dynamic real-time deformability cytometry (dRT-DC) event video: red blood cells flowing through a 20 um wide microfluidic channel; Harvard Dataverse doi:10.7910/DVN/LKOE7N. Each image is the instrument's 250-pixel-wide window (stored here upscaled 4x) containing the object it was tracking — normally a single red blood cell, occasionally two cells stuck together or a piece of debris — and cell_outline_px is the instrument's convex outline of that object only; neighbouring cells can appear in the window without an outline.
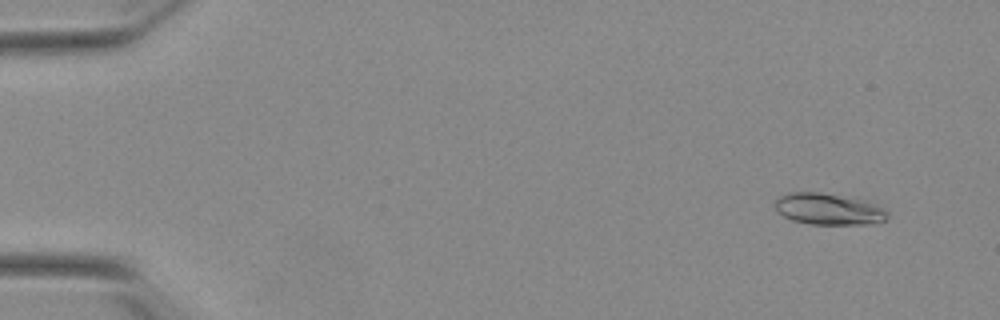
{"species": "Egyptian fruit bat (a non-hibernating species)", "species_latin": "Rousettus aegyptiacus", "temperature_condition": "warm", "stored_images_in_passage": 54, "camera_frame_rate_fps": 3000, "um_per_image_px": 0.085, "animal": {"sex": "female"}, "frame": {"image": 1, "passage_image": 5, "time_ms": 1.333, "image_size_px": [1000, 320], "cell_outline_px": [[888, 216], [884, 220], [872, 224], [808, 224], [792, 220], [776, 212], [776, 196], [788, 192], [820, 192], [860, 200], [884, 208], [888, 212]], "centroid_in_image_um": [70.36, 17.78], "position_along_channel_um": 14.6, "area_um2": 20.46}}
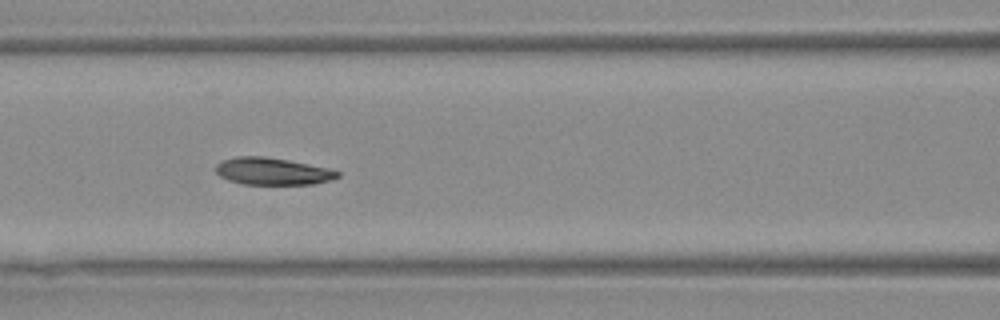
{"frame": {"image": 2, "passage_image": 25, "time_ms": 8.0, "image_size_px": [1000, 320], "cell_outline_px": [[340, 176], [332, 180], [312, 184], [240, 184], [228, 180], [220, 176], [216, 172], [216, 164], [224, 160], [236, 156], [264, 156], [288, 160], [328, 168], [340, 172]], "centroid_in_image_um": [23.16, 14.56], "position_along_channel_um": 143.4, "area_um2": 19.25}}
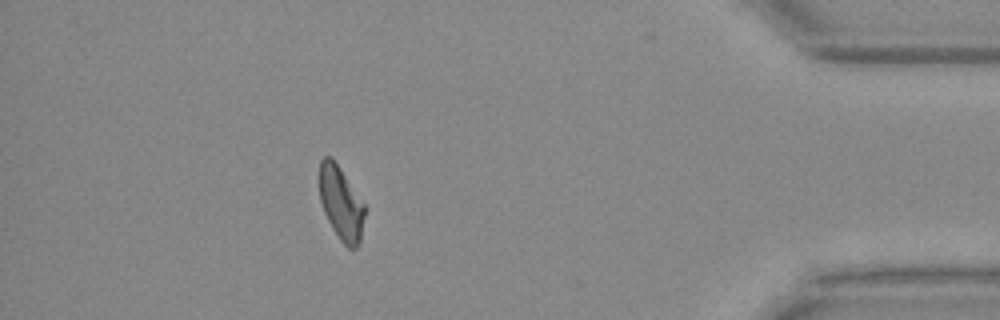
{"frame": {"image": 3, "passage_image": 49, "time_ms": 16.0, "image_size_px": [1000, 320], "cell_outline_px": [[364, 216], [360, 244], [356, 248], [348, 248], [340, 240], [332, 228], [324, 212], [320, 200], [320, 160], [324, 156], [332, 156], [364, 204]], "centroid_in_image_um": [28.98, 17.28], "position_along_channel_um": 406.2, "area_um2": 19.19}, "authors_computed_cell_mechanics": {"area_um2": 19.941, "velocity_mm_per_s": 3.8561, "shape_relaxation_time_tau1_ms": 3.0924, "shape_relaxation_time_tau2_ms": 1.7534, "deformation_change_tau1": 0.1346, "deformation_change_tau2": 0.0803}}